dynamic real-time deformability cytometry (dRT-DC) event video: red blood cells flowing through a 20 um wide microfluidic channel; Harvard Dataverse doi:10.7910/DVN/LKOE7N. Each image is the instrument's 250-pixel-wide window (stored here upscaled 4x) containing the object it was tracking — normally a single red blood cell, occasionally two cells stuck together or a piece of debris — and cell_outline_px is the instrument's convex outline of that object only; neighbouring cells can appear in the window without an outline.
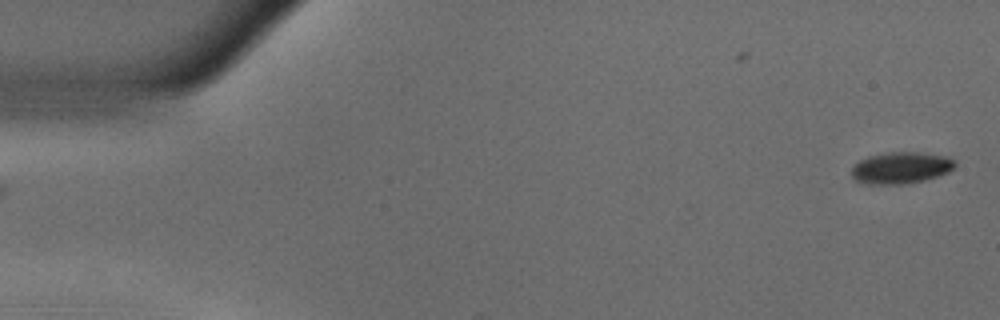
{"species": "common noctule bat (a hibernating species)", "species_latin": "Nyctalus noctula", "temperature_condition": "warm", "stored_images_in_passage": 55, "camera_frame_rate_fps": 3000, "um_per_image_px": 0.085, "animal": {"sex": "male", "body_mass_g": 18.8}, "frame": {"image": 1, "passage_image": 1, "time_ms": 0.0, "image_size_px": [1000, 320], "cell_outline_px": [[956, 164], [948, 172], [936, 176], [920, 180], [900, 184], [868, 184], [856, 180], [852, 176], [852, 168], [860, 160], [868, 156], [892, 152], [920, 152], [948, 156], [956, 160]], "centroid_in_image_um": [76.59, 14.24], "position_along_channel_um": 8.4, "area_um2": 18.79}}
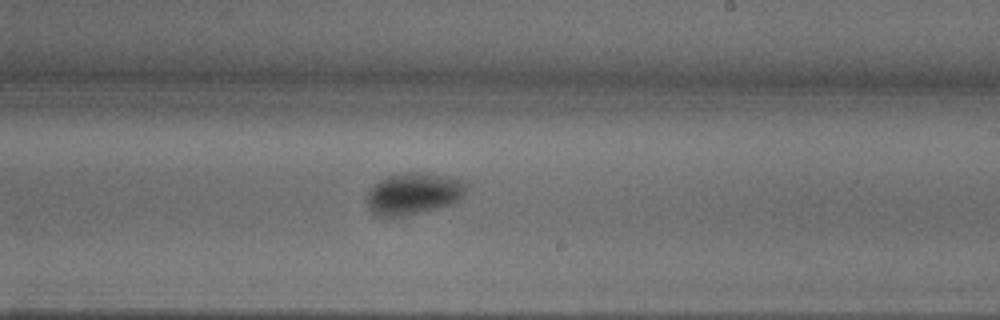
{"frame": {"image": 2, "passage_image": 32, "time_ms": 10.333, "image_size_px": [1000, 320], "cell_outline_px": [[472, 184], [464, 196], [460, 200], [452, 204], [408, 216], [392, 220], [384, 220], [376, 216], [368, 208], [368, 192], [380, 180], [388, 176], [404, 172], [432, 172], [464, 180]], "centroid_in_image_um": [35.21, 16.49], "position_along_channel_um": 253.8, "area_um2": 25.37}}
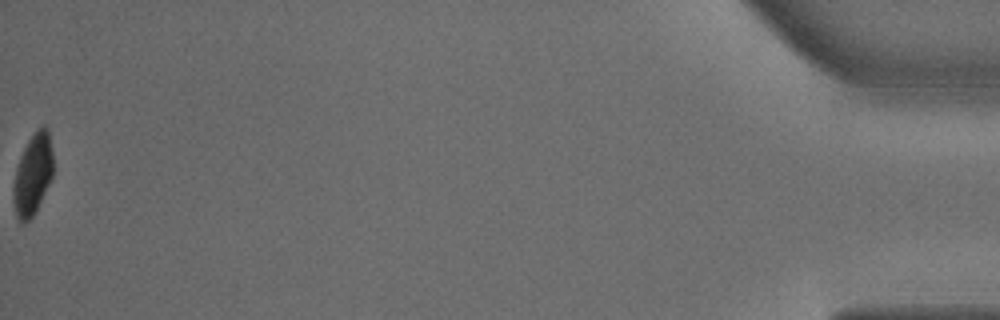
{"frame": {"image": 3, "passage_image": 55, "time_ms": 18.0, "image_size_px": [1000, 320], "cell_outline_px": [[52, 176], [36, 212], [24, 224], [20, 224], [16, 216], [16, 168], [20, 156], [28, 140], [36, 128], [44, 124], [48, 128], [52, 152]], "centroid_in_image_um": [2.83, 14.76], "position_along_channel_um": 432.4, "area_um2": 18.21}, "authors_computed_cell_mechanics": {"area_um2": 21.5594, "velocity_mm_per_s": 3.6459, "shape_relaxation_time_tau1_ms": 3.188, "shape_relaxation_time_tau2_ms": null, "deformation_change_tau1": 0.1158, "deformation_change_tau2": null}}